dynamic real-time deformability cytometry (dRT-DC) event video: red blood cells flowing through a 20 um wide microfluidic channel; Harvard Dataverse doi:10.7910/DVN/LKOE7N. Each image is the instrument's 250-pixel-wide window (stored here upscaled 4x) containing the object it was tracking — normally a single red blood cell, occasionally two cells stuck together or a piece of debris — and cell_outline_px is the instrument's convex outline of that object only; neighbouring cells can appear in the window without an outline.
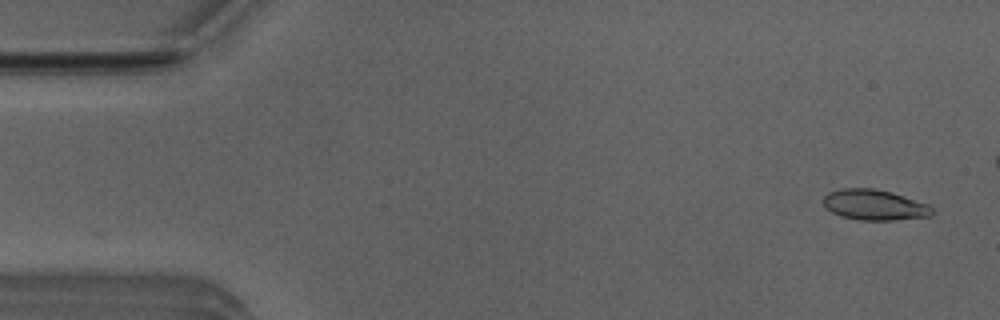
{"species": "Egyptian fruit bat (a non-hibernating species)", "species_latin": "Rousettus aegyptiacus", "temperature_condition": "room temperature", "stored_images_in_passage": 45, "camera_frame_rate_fps": 3000, "um_per_image_px": 0.085, "animal": {"sex": "male"}, "frame": {"image": 1, "passage_image": 2, "time_ms": 0.333, "image_size_px": [1000, 320], "cell_outline_px": [[932, 216], [896, 220], [860, 220], [840, 216], [832, 212], [824, 204], [824, 196], [828, 192], [844, 188], [872, 188], [892, 192], [928, 204], [932, 208]], "centroid_in_image_um": [74.34, 17.42], "position_along_channel_um": 10.7, "area_um2": 19.31}}
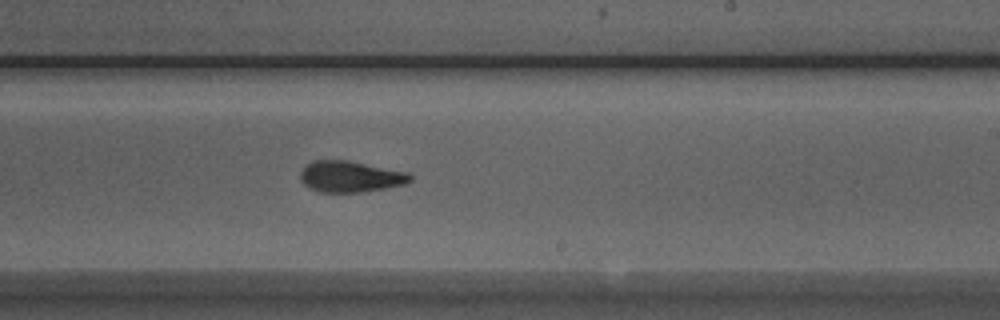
{"frame": {"image": 2, "passage_image": 30, "time_ms": 9.667, "image_size_px": [1000, 320], "cell_outline_px": [[412, 180], [404, 184], [384, 188], [360, 192], [320, 192], [308, 188], [300, 180], [300, 172], [312, 160], [348, 160], [408, 172], [412, 176]], "centroid_in_image_um": [29.76, 15.01], "position_along_channel_um": 259.2, "area_um2": 19.94}}
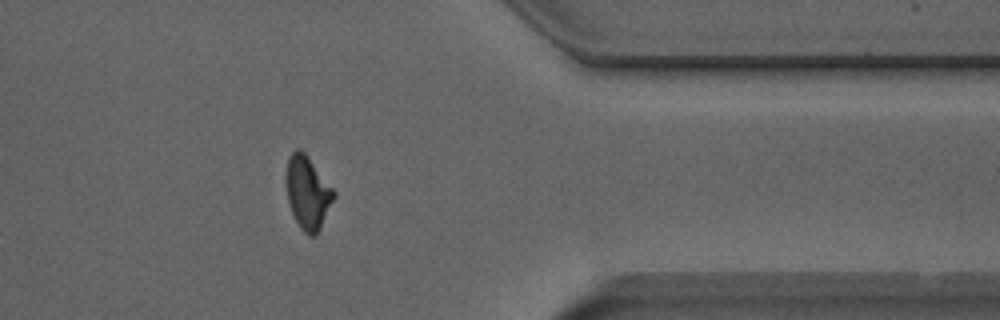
{"frame": {"image": 3, "passage_image": 41, "time_ms": 13.333, "image_size_px": [1000, 320], "cell_outline_px": [[336, 196], [316, 236], [308, 236], [300, 228], [292, 212], [288, 200], [284, 180], [284, 176], [288, 156], [296, 148], [300, 148], [304, 152], [336, 192]], "centroid_in_image_um": [26.13, 16.36], "position_along_channel_um": 385.3, "area_um2": 20.46}, "authors_computed_cell_mechanics": {"area_um2": 19.9988, "velocity_mm_per_s": 3.9472, "shape_relaxation_time_tau1_ms": 7.2109, "shape_relaxation_time_tau2_ms": 2.0051, "deformation_change_tau1": 0.1905, "deformation_change_tau2": 0.0936}}